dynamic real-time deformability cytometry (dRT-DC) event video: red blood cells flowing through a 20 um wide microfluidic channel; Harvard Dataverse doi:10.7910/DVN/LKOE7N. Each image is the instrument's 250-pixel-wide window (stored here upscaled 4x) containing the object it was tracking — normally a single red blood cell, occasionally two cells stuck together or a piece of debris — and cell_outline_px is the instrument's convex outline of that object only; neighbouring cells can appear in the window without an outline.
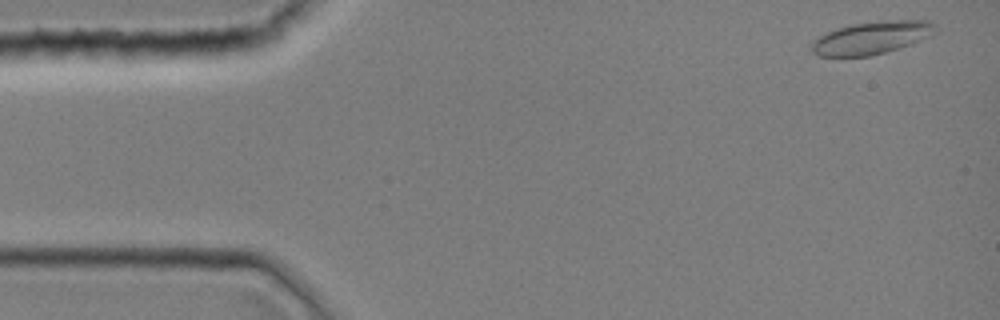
{"species": "common noctule bat (a hibernating species)", "species_latin": "Nyctalus noctula", "temperature_condition": "room temperature", "stored_images_in_passage": 43, "camera_frame_rate_fps": 3000, "um_per_image_px": 0.085, "animal": {"sex": "female", "body_mass_g": 19.0, "forearm_length_mm": 51.5}, "frame": {"image": 1, "passage_image": 2, "time_ms": 0.333, "image_size_px": [1000, 320], "cell_outline_px": [[936, 32], [932, 36], [884, 52], [868, 56], [816, 56], [812, 52], [812, 44], [820, 36], [836, 28], [852, 24], [896, 20], [928, 20], [936, 24]], "centroid_in_image_um": [74.11, 3.2], "position_along_channel_um": 10.9, "area_um2": 23.18}}
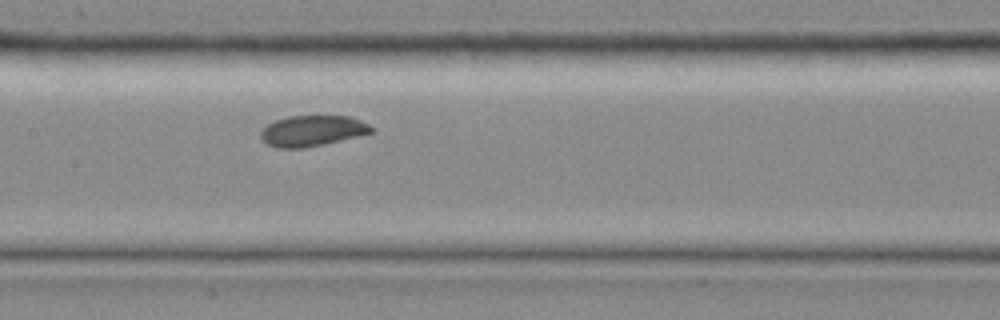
{"frame": {"image": 2, "passage_image": 21, "time_ms": 6.667, "image_size_px": [1000, 320], "cell_outline_px": [[376, 132], [324, 144], [304, 148], [276, 148], [268, 144], [260, 136], [260, 132], [268, 124], [276, 120], [288, 116], [348, 116], [360, 120], [376, 128]], "centroid_in_image_um": [26.59, 11.12], "position_along_channel_um": 180.8, "area_um2": 19.88}}
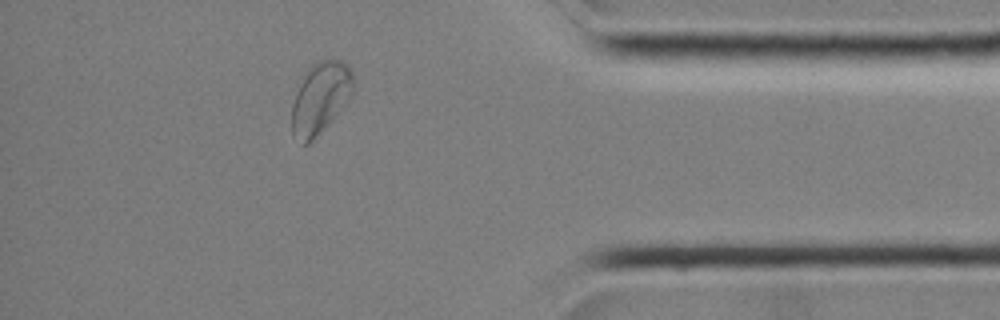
{"frame": {"image": 3, "passage_image": 38, "time_ms": 12.333, "image_size_px": [1000, 320], "cell_outline_px": [[356, 80], [352, 96], [316, 136], [308, 144], [304, 144], [292, 136], [292, 104], [304, 72], [316, 60], [328, 56], [340, 60], [348, 64]], "centroid_in_image_um": [27.25, 8.23], "position_along_channel_um": 407.9, "area_um2": 25.95}}